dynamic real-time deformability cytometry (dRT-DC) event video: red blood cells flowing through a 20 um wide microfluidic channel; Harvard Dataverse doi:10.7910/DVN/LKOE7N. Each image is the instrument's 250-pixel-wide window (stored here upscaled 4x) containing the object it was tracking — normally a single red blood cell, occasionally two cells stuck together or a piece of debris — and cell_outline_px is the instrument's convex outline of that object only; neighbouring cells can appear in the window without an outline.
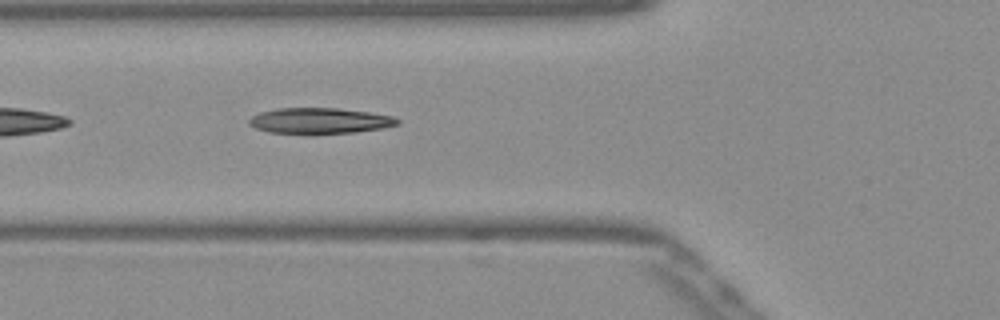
{"species": "Egyptian fruit bat (a non-hibernating species)", "species_latin": "Rousettus aegyptiacus", "temperature_condition": "warm", "stored_images_in_passage": 14, "camera_frame_rate_fps": 3000, "um_per_image_px": 0.085, "frame": {"image": 1, "passage_image": 5, "time_ms": 1.333, "image_size_px": [1000, 320], "cell_outline_px": [[400, 124], [380, 128], [356, 132], [268, 132], [256, 128], [248, 124], [248, 120], [252, 116], [260, 112], [276, 108], [336, 108], [368, 112], [392, 116], [400, 120]], "centroid_in_image_um": [27.16, 10.24], "position_along_channel_um": 98.6, "area_um2": 21.68}}
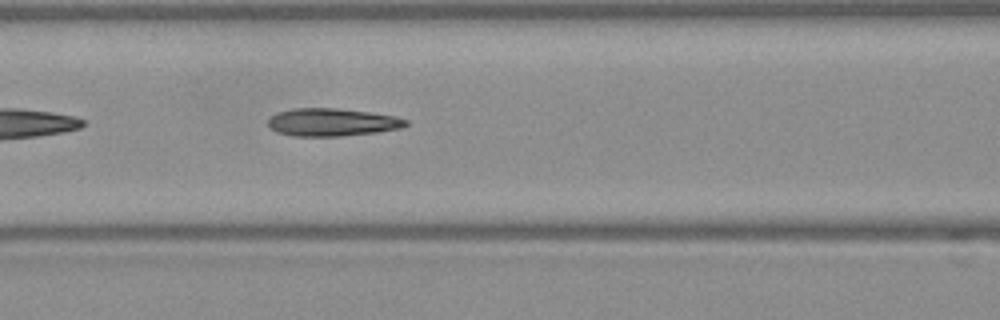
{"frame": {"image": 2, "passage_image": 8, "time_ms": 2.333, "image_size_px": [1000, 320], "cell_outline_px": [[408, 124], [400, 128], [376, 132], [340, 136], [292, 136], [276, 132], [268, 124], [268, 120], [276, 112], [292, 108], [336, 108], [368, 112], [392, 116], [408, 120]], "centroid_in_image_um": [28.18, 10.39], "position_along_channel_um": 138.4, "area_um2": 22.14}}
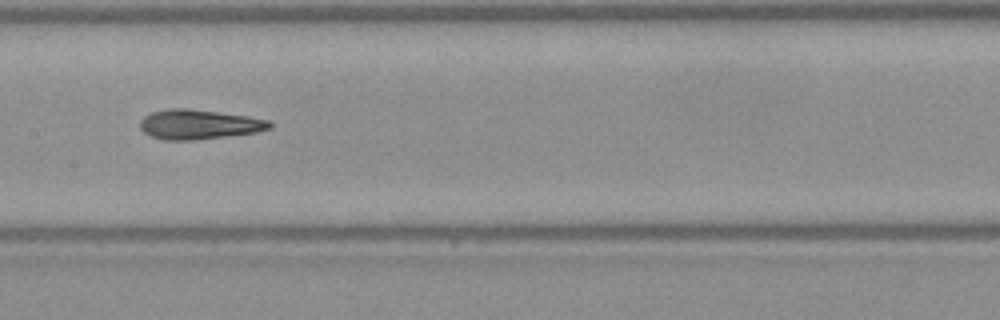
{"frame": {"image": 3, "passage_image": 12, "time_ms": 3.667, "image_size_px": [1000, 320], "cell_outline_px": [[272, 128], [256, 132], [196, 140], [164, 140], [152, 136], [144, 132], [140, 128], [140, 120], [144, 116], [152, 112], [168, 108], [188, 108], [248, 116], [268, 120], [272, 124]], "centroid_in_image_um": [16.89, 10.57], "position_along_channel_um": 190.5, "area_um2": 22.37}}